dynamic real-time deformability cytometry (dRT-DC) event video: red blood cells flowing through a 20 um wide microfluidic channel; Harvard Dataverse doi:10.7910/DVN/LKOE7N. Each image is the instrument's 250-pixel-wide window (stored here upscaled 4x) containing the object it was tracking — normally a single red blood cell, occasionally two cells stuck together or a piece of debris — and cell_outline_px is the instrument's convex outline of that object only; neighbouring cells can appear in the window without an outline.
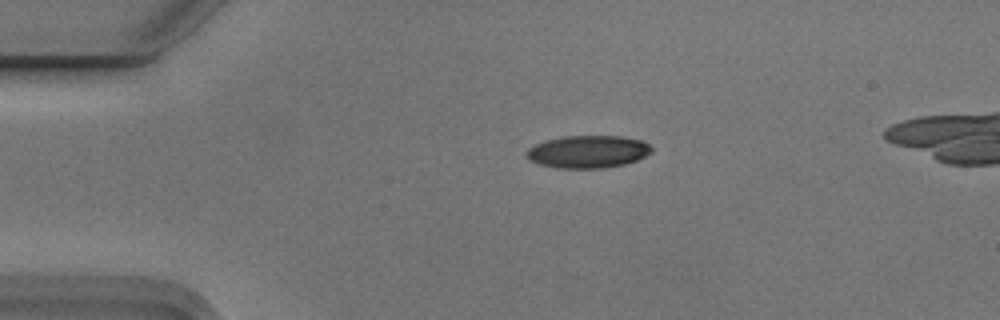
{"species": "Egyptian fruit bat (a non-hibernating species)", "species_latin": "Rousettus aegyptiacus", "temperature_condition": "cold", "stored_images_in_passage": 5, "camera_frame_rate_fps": 3000, "um_per_image_px": 0.085, "animal": {"sex": "male"}, "frame": {"image": 1, "passage_image": 5, "time_ms": 1.333, "image_size_px": [1000, 320], "cell_outline_px": [[652, 152], [636, 160], [624, 164], [604, 168], [556, 168], [540, 164], [528, 160], [528, 148], [536, 144], [548, 140], [564, 136], [620, 136], [640, 140], [648, 144], [652, 148]], "centroid_in_image_um": [49.98, 12.9], "position_along_channel_um": 35.0, "area_um2": 23.47}}